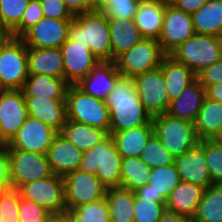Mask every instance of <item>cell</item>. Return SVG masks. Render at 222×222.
Listing matches in <instances>:
<instances>
[{"label":"cell","mask_w":222,"mask_h":222,"mask_svg":"<svg viewBox=\"0 0 222 222\" xmlns=\"http://www.w3.org/2000/svg\"><path fill=\"white\" fill-rule=\"evenodd\" d=\"M205 95L209 100L222 103V83L207 86Z\"/></svg>","instance_id":"816d5d0a"},{"label":"cell","mask_w":222,"mask_h":222,"mask_svg":"<svg viewBox=\"0 0 222 222\" xmlns=\"http://www.w3.org/2000/svg\"><path fill=\"white\" fill-rule=\"evenodd\" d=\"M70 13L77 14L97 10L98 0H63Z\"/></svg>","instance_id":"c3c4849f"},{"label":"cell","mask_w":222,"mask_h":222,"mask_svg":"<svg viewBox=\"0 0 222 222\" xmlns=\"http://www.w3.org/2000/svg\"><path fill=\"white\" fill-rule=\"evenodd\" d=\"M29 116L36 118L58 133L67 120L66 100L24 96Z\"/></svg>","instance_id":"7402d4cb"},{"label":"cell","mask_w":222,"mask_h":222,"mask_svg":"<svg viewBox=\"0 0 222 222\" xmlns=\"http://www.w3.org/2000/svg\"><path fill=\"white\" fill-rule=\"evenodd\" d=\"M192 222H222V184L204 189Z\"/></svg>","instance_id":"e575fe53"},{"label":"cell","mask_w":222,"mask_h":222,"mask_svg":"<svg viewBox=\"0 0 222 222\" xmlns=\"http://www.w3.org/2000/svg\"><path fill=\"white\" fill-rule=\"evenodd\" d=\"M68 85L63 78L48 75H29L22 91L24 96L65 99Z\"/></svg>","instance_id":"4dcf8cb0"},{"label":"cell","mask_w":222,"mask_h":222,"mask_svg":"<svg viewBox=\"0 0 222 222\" xmlns=\"http://www.w3.org/2000/svg\"><path fill=\"white\" fill-rule=\"evenodd\" d=\"M46 155L52 173L63 177L67 173L80 169L84 151L58 133Z\"/></svg>","instance_id":"ffe728a7"},{"label":"cell","mask_w":222,"mask_h":222,"mask_svg":"<svg viewBox=\"0 0 222 222\" xmlns=\"http://www.w3.org/2000/svg\"><path fill=\"white\" fill-rule=\"evenodd\" d=\"M110 111V133L152 125V117L139 99L133 78L120 76L106 99Z\"/></svg>","instance_id":"6da1fadb"},{"label":"cell","mask_w":222,"mask_h":222,"mask_svg":"<svg viewBox=\"0 0 222 222\" xmlns=\"http://www.w3.org/2000/svg\"><path fill=\"white\" fill-rule=\"evenodd\" d=\"M108 25L112 61L143 39L134 19L108 17Z\"/></svg>","instance_id":"484cf974"},{"label":"cell","mask_w":222,"mask_h":222,"mask_svg":"<svg viewBox=\"0 0 222 222\" xmlns=\"http://www.w3.org/2000/svg\"><path fill=\"white\" fill-rule=\"evenodd\" d=\"M121 156L108 134L92 149L84 151L80 170L93 173L108 188L121 187Z\"/></svg>","instance_id":"3957f363"},{"label":"cell","mask_w":222,"mask_h":222,"mask_svg":"<svg viewBox=\"0 0 222 222\" xmlns=\"http://www.w3.org/2000/svg\"><path fill=\"white\" fill-rule=\"evenodd\" d=\"M11 31L0 21V50L9 42L12 38Z\"/></svg>","instance_id":"db71d44e"},{"label":"cell","mask_w":222,"mask_h":222,"mask_svg":"<svg viewBox=\"0 0 222 222\" xmlns=\"http://www.w3.org/2000/svg\"><path fill=\"white\" fill-rule=\"evenodd\" d=\"M69 38L85 45L99 61H112L108 17L98 10L75 15Z\"/></svg>","instance_id":"7a4b0ae2"},{"label":"cell","mask_w":222,"mask_h":222,"mask_svg":"<svg viewBox=\"0 0 222 222\" xmlns=\"http://www.w3.org/2000/svg\"><path fill=\"white\" fill-rule=\"evenodd\" d=\"M192 20L195 33L222 37V0H208Z\"/></svg>","instance_id":"d6a6232c"},{"label":"cell","mask_w":222,"mask_h":222,"mask_svg":"<svg viewBox=\"0 0 222 222\" xmlns=\"http://www.w3.org/2000/svg\"><path fill=\"white\" fill-rule=\"evenodd\" d=\"M196 77L204 88L209 85L222 83V58L213 65L201 70Z\"/></svg>","instance_id":"7dc6e473"},{"label":"cell","mask_w":222,"mask_h":222,"mask_svg":"<svg viewBox=\"0 0 222 222\" xmlns=\"http://www.w3.org/2000/svg\"><path fill=\"white\" fill-rule=\"evenodd\" d=\"M194 128L199 141L218 139L222 135V103L205 98Z\"/></svg>","instance_id":"f1b7e54d"},{"label":"cell","mask_w":222,"mask_h":222,"mask_svg":"<svg viewBox=\"0 0 222 222\" xmlns=\"http://www.w3.org/2000/svg\"><path fill=\"white\" fill-rule=\"evenodd\" d=\"M180 181L200 185L204 188L212 183L205 156V140H200L193 148L174 158Z\"/></svg>","instance_id":"e0dca14e"},{"label":"cell","mask_w":222,"mask_h":222,"mask_svg":"<svg viewBox=\"0 0 222 222\" xmlns=\"http://www.w3.org/2000/svg\"><path fill=\"white\" fill-rule=\"evenodd\" d=\"M175 164L152 168L148 177V184L134 191L140 198L166 203L172 190L180 183Z\"/></svg>","instance_id":"44dd1931"},{"label":"cell","mask_w":222,"mask_h":222,"mask_svg":"<svg viewBox=\"0 0 222 222\" xmlns=\"http://www.w3.org/2000/svg\"><path fill=\"white\" fill-rule=\"evenodd\" d=\"M29 75H48L64 79V61L60 48L27 47Z\"/></svg>","instance_id":"603a6c76"},{"label":"cell","mask_w":222,"mask_h":222,"mask_svg":"<svg viewBox=\"0 0 222 222\" xmlns=\"http://www.w3.org/2000/svg\"><path fill=\"white\" fill-rule=\"evenodd\" d=\"M136 93L153 118L167 113L170 100L161 67L133 77Z\"/></svg>","instance_id":"7c38bea8"},{"label":"cell","mask_w":222,"mask_h":222,"mask_svg":"<svg viewBox=\"0 0 222 222\" xmlns=\"http://www.w3.org/2000/svg\"><path fill=\"white\" fill-rule=\"evenodd\" d=\"M28 76L27 46L12 37L0 50V90H22Z\"/></svg>","instance_id":"52a82bcc"},{"label":"cell","mask_w":222,"mask_h":222,"mask_svg":"<svg viewBox=\"0 0 222 222\" xmlns=\"http://www.w3.org/2000/svg\"><path fill=\"white\" fill-rule=\"evenodd\" d=\"M165 13V0H141L135 23L143 38L158 40Z\"/></svg>","instance_id":"cb8c5ba5"},{"label":"cell","mask_w":222,"mask_h":222,"mask_svg":"<svg viewBox=\"0 0 222 222\" xmlns=\"http://www.w3.org/2000/svg\"><path fill=\"white\" fill-rule=\"evenodd\" d=\"M11 188L9 175V161L7 153L0 147V193L7 192Z\"/></svg>","instance_id":"681fc988"},{"label":"cell","mask_w":222,"mask_h":222,"mask_svg":"<svg viewBox=\"0 0 222 222\" xmlns=\"http://www.w3.org/2000/svg\"><path fill=\"white\" fill-rule=\"evenodd\" d=\"M194 34L192 15L177 9L165 0L163 26L157 40L162 51L169 55Z\"/></svg>","instance_id":"5bb4252c"},{"label":"cell","mask_w":222,"mask_h":222,"mask_svg":"<svg viewBox=\"0 0 222 222\" xmlns=\"http://www.w3.org/2000/svg\"><path fill=\"white\" fill-rule=\"evenodd\" d=\"M67 119L110 133V111L106 102L85 94L76 85L66 90Z\"/></svg>","instance_id":"5b68a950"},{"label":"cell","mask_w":222,"mask_h":222,"mask_svg":"<svg viewBox=\"0 0 222 222\" xmlns=\"http://www.w3.org/2000/svg\"><path fill=\"white\" fill-rule=\"evenodd\" d=\"M68 214L72 222H110L105 198L76 207Z\"/></svg>","instance_id":"8d00e7d4"},{"label":"cell","mask_w":222,"mask_h":222,"mask_svg":"<svg viewBox=\"0 0 222 222\" xmlns=\"http://www.w3.org/2000/svg\"><path fill=\"white\" fill-rule=\"evenodd\" d=\"M159 222H192V219L178 215L174 211L166 209L161 215Z\"/></svg>","instance_id":"f5cc1de1"},{"label":"cell","mask_w":222,"mask_h":222,"mask_svg":"<svg viewBox=\"0 0 222 222\" xmlns=\"http://www.w3.org/2000/svg\"><path fill=\"white\" fill-rule=\"evenodd\" d=\"M57 134L56 130L42 121L28 116L15 137L3 148L5 150H22L37 154H47L48 148Z\"/></svg>","instance_id":"9a60e30c"},{"label":"cell","mask_w":222,"mask_h":222,"mask_svg":"<svg viewBox=\"0 0 222 222\" xmlns=\"http://www.w3.org/2000/svg\"><path fill=\"white\" fill-rule=\"evenodd\" d=\"M66 213L84 204L105 198L107 188L93 173L80 169L63 176Z\"/></svg>","instance_id":"30bf717a"},{"label":"cell","mask_w":222,"mask_h":222,"mask_svg":"<svg viewBox=\"0 0 222 222\" xmlns=\"http://www.w3.org/2000/svg\"><path fill=\"white\" fill-rule=\"evenodd\" d=\"M47 222H72V219L68 213L62 215H52Z\"/></svg>","instance_id":"11a10c76"},{"label":"cell","mask_w":222,"mask_h":222,"mask_svg":"<svg viewBox=\"0 0 222 222\" xmlns=\"http://www.w3.org/2000/svg\"><path fill=\"white\" fill-rule=\"evenodd\" d=\"M204 189L200 185L181 181L166 199V208L192 219L202 199Z\"/></svg>","instance_id":"4316f807"},{"label":"cell","mask_w":222,"mask_h":222,"mask_svg":"<svg viewBox=\"0 0 222 222\" xmlns=\"http://www.w3.org/2000/svg\"><path fill=\"white\" fill-rule=\"evenodd\" d=\"M154 135L174 158L189 151L198 142L194 123L164 113L152 118Z\"/></svg>","instance_id":"8992f818"},{"label":"cell","mask_w":222,"mask_h":222,"mask_svg":"<svg viewBox=\"0 0 222 222\" xmlns=\"http://www.w3.org/2000/svg\"><path fill=\"white\" fill-rule=\"evenodd\" d=\"M64 61V80L76 85L100 62L92 51L70 38L60 47Z\"/></svg>","instance_id":"ac0fdd59"},{"label":"cell","mask_w":222,"mask_h":222,"mask_svg":"<svg viewBox=\"0 0 222 222\" xmlns=\"http://www.w3.org/2000/svg\"><path fill=\"white\" fill-rule=\"evenodd\" d=\"M169 56L186 65L197 75L222 58V37L195 33Z\"/></svg>","instance_id":"277c9868"},{"label":"cell","mask_w":222,"mask_h":222,"mask_svg":"<svg viewBox=\"0 0 222 222\" xmlns=\"http://www.w3.org/2000/svg\"><path fill=\"white\" fill-rule=\"evenodd\" d=\"M20 197V192L15 189L0 193L1 222H19Z\"/></svg>","instance_id":"7bdbcfd3"},{"label":"cell","mask_w":222,"mask_h":222,"mask_svg":"<svg viewBox=\"0 0 222 222\" xmlns=\"http://www.w3.org/2000/svg\"><path fill=\"white\" fill-rule=\"evenodd\" d=\"M29 0H0V21L12 31L22 19Z\"/></svg>","instance_id":"b9f144b4"},{"label":"cell","mask_w":222,"mask_h":222,"mask_svg":"<svg viewBox=\"0 0 222 222\" xmlns=\"http://www.w3.org/2000/svg\"><path fill=\"white\" fill-rule=\"evenodd\" d=\"M19 222H47L52 216L40 205L20 197Z\"/></svg>","instance_id":"f6af8a7d"},{"label":"cell","mask_w":222,"mask_h":222,"mask_svg":"<svg viewBox=\"0 0 222 222\" xmlns=\"http://www.w3.org/2000/svg\"><path fill=\"white\" fill-rule=\"evenodd\" d=\"M141 0H98L97 10L107 17L134 19Z\"/></svg>","instance_id":"ab89813d"},{"label":"cell","mask_w":222,"mask_h":222,"mask_svg":"<svg viewBox=\"0 0 222 222\" xmlns=\"http://www.w3.org/2000/svg\"><path fill=\"white\" fill-rule=\"evenodd\" d=\"M59 134L82 151H88L108 133L100 128L66 120Z\"/></svg>","instance_id":"1f68e13d"},{"label":"cell","mask_w":222,"mask_h":222,"mask_svg":"<svg viewBox=\"0 0 222 222\" xmlns=\"http://www.w3.org/2000/svg\"><path fill=\"white\" fill-rule=\"evenodd\" d=\"M160 67L170 102L180 97L182 92L197 79L196 74L190 68L175 61L169 55L163 58Z\"/></svg>","instance_id":"83f0119b"},{"label":"cell","mask_w":222,"mask_h":222,"mask_svg":"<svg viewBox=\"0 0 222 222\" xmlns=\"http://www.w3.org/2000/svg\"><path fill=\"white\" fill-rule=\"evenodd\" d=\"M21 197L45 208L52 215L66 213L63 177L53 174L45 179L22 185Z\"/></svg>","instance_id":"8fae6325"},{"label":"cell","mask_w":222,"mask_h":222,"mask_svg":"<svg viewBox=\"0 0 222 222\" xmlns=\"http://www.w3.org/2000/svg\"><path fill=\"white\" fill-rule=\"evenodd\" d=\"M71 22L72 19L43 17L21 39L27 47L60 48L69 38Z\"/></svg>","instance_id":"2e32d148"},{"label":"cell","mask_w":222,"mask_h":222,"mask_svg":"<svg viewBox=\"0 0 222 222\" xmlns=\"http://www.w3.org/2000/svg\"><path fill=\"white\" fill-rule=\"evenodd\" d=\"M206 163L213 184H222V144L218 139L205 140Z\"/></svg>","instance_id":"60d3db41"},{"label":"cell","mask_w":222,"mask_h":222,"mask_svg":"<svg viewBox=\"0 0 222 222\" xmlns=\"http://www.w3.org/2000/svg\"><path fill=\"white\" fill-rule=\"evenodd\" d=\"M43 10L40 0H29L28 7L23 13L20 23L11 31L12 36L21 38L31 27L37 24L42 18Z\"/></svg>","instance_id":"ee69618b"},{"label":"cell","mask_w":222,"mask_h":222,"mask_svg":"<svg viewBox=\"0 0 222 222\" xmlns=\"http://www.w3.org/2000/svg\"><path fill=\"white\" fill-rule=\"evenodd\" d=\"M153 135V125H142L112 134L121 158L139 157L143 147Z\"/></svg>","instance_id":"f546056e"},{"label":"cell","mask_w":222,"mask_h":222,"mask_svg":"<svg viewBox=\"0 0 222 222\" xmlns=\"http://www.w3.org/2000/svg\"><path fill=\"white\" fill-rule=\"evenodd\" d=\"M205 98V88L196 79L180 97L170 102L167 114L194 123Z\"/></svg>","instance_id":"d4e9b609"},{"label":"cell","mask_w":222,"mask_h":222,"mask_svg":"<svg viewBox=\"0 0 222 222\" xmlns=\"http://www.w3.org/2000/svg\"><path fill=\"white\" fill-rule=\"evenodd\" d=\"M28 116L22 90H0V147L10 143Z\"/></svg>","instance_id":"4fadbf2b"},{"label":"cell","mask_w":222,"mask_h":222,"mask_svg":"<svg viewBox=\"0 0 222 222\" xmlns=\"http://www.w3.org/2000/svg\"><path fill=\"white\" fill-rule=\"evenodd\" d=\"M169 4L186 13L193 14L208 0H167Z\"/></svg>","instance_id":"f907efd6"},{"label":"cell","mask_w":222,"mask_h":222,"mask_svg":"<svg viewBox=\"0 0 222 222\" xmlns=\"http://www.w3.org/2000/svg\"><path fill=\"white\" fill-rule=\"evenodd\" d=\"M151 168L140 157L122 158L121 187L135 191L148 184Z\"/></svg>","instance_id":"d590c367"},{"label":"cell","mask_w":222,"mask_h":222,"mask_svg":"<svg viewBox=\"0 0 222 222\" xmlns=\"http://www.w3.org/2000/svg\"><path fill=\"white\" fill-rule=\"evenodd\" d=\"M43 15L53 19H73L63 0H40Z\"/></svg>","instance_id":"bcb514c9"},{"label":"cell","mask_w":222,"mask_h":222,"mask_svg":"<svg viewBox=\"0 0 222 222\" xmlns=\"http://www.w3.org/2000/svg\"><path fill=\"white\" fill-rule=\"evenodd\" d=\"M218 140H219L220 143L222 144V135L218 138Z\"/></svg>","instance_id":"9f6ffc18"},{"label":"cell","mask_w":222,"mask_h":222,"mask_svg":"<svg viewBox=\"0 0 222 222\" xmlns=\"http://www.w3.org/2000/svg\"><path fill=\"white\" fill-rule=\"evenodd\" d=\"M166 209L165 203L156 202L149 198H140L134 193V222H159Z\"/></svg>","instance_id":"f35d334b"},{"label":"cell","mask_w":222,"mask_h":222,"mask_svg":"<svg viewBox=\"0 0 222 222\" xmlns=\"http://www.w3.org/2000/svg\"><path fill=\"white\" fill-rule=\"evenodd\" d=\"M139 157L151 169L174 164V157L155 135L145 144Z\"/></svg>","instance_id":"74e56055"},{"label":"cell","mask_w":222,"mask_h":222,"mask_svg":"<svg viewBox=\"0 0 222 222\" xmlns=\"http://www.w3.org/2000/svg\"><path fill=\"white\" fill-rule=\"evenodd\" d=\"M9 161L10 185L18 190L22 185L53 175L46 154L22 150H5Z\"/></svg>","instance_id":"9c48e42d"},{"label":"cell","mask_w":222,"mask_h":222,"mask_svg":"<svg viewBox=\"0 0 222 222\" xmlns=\"http://www.w3.org/2000/svg\"><path fill=\"white\" fill-rule=\"evenodd\" d=\"M165 56L157 40L143 38L114 62L121 76L133 78L160 67Z\"/></svg>","instance_id":"ba28073f"},{"label":"cell","mask_w":222,"mask_h":222,"mask_svg":"<svg viewBox=\"0 0 222 222\" xmlns=\"http://www.w3.org/2000/svg\"><path fill=\"white\" fill-rule=\"evenodd\" d=\"M120 76L114 61H100L76 86L85 94L106 101Z\"/></svg>","instance_id":"d6986e66"},{"label":"cell","mask_w":222,"mask_h":222,"mask_svg":"<svg viewBox=\"0 0 222 222\" xmlns=\"http://www.w3.org/2000/svg\"><path fill=\"white\" fill-rule=\"evenodd\" d=\"M110 222H134V192L123 188H108L105 193Z\"/></svg>","instance_id":"836d02e7"}]
</instances>
